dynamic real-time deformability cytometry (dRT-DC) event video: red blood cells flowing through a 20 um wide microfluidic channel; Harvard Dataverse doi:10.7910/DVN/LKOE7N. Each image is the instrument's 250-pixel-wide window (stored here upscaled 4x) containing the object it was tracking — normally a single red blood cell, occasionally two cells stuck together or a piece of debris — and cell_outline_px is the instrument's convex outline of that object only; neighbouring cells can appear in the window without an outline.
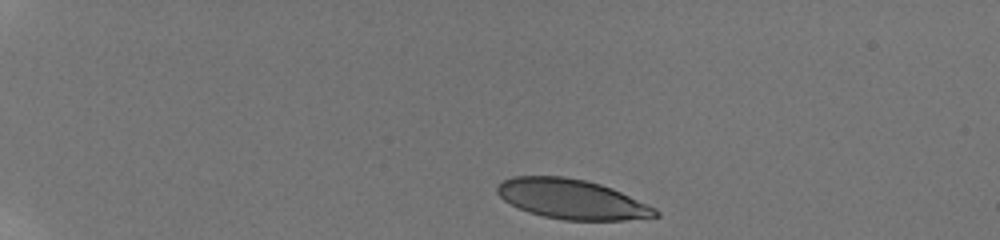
{"species": "human", "species_latin": "Homo sapiens", "temperature_condition": "room temperature", "stored_images_in_passage": 7, "camera_frame_rate_fps": 3000, "um_per_image_px": 0.085, "donor": {"sex": "male"}, "frame": {"image": 1, "passage_image": 1, "time_ms": 0.0, "image_size_px": [1000, 240], "cell_outline_px": [[660, 216], [624, 220], [564, 220], [544, 216], [528, 212], [504, 200], [496, 192], [496, 188], [504, 180], [512, 176], [564, 176], [588, 180], [612, 188], [648, 204], [656, 208], [660, 212]], "centroid_in_image_um": [48.63, 16.92], "position_along_channel_um": 36.4, "area_um2": 36.59}}